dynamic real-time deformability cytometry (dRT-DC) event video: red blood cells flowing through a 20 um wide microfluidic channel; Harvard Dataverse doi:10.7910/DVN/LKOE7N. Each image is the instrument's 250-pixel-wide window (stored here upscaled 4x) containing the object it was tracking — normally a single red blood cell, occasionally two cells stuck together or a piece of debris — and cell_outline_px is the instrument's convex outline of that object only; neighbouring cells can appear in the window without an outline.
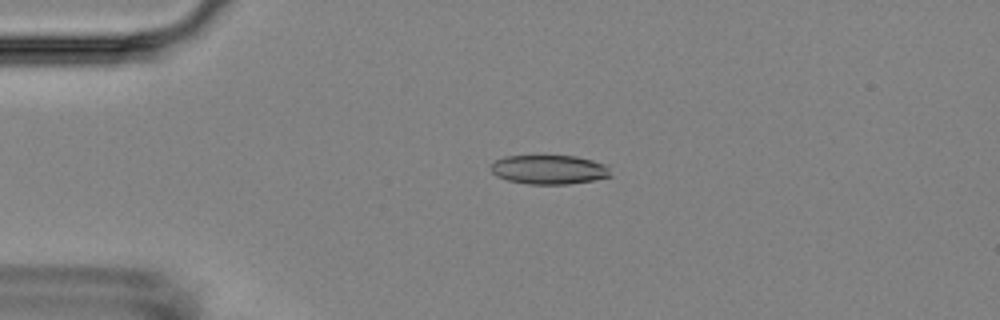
{"species": "Egyptian fruit bat (a non-hibernating species)", "species_latin": "Rousettus aegyptiacus", "temperature_condition": "room temperature", "stored_images_in_passage": 4, "camera_frame_rate_fps": 3000, "um_per_image_px": 0.085, "animal": {"sex": "female"}, "frame": {"image": 1, "passage_image": 3, "time_ms": 2.333, "image_size_px": [1000, 320], "cell_outline_px": [[612, 176], [592, 180], [568, 184], [528, 184], [508, 180], [496, 176], [492, 172], [492, 164], [496, 160], [504, 156], [576, 156], [608, 164]], "centroid_in_image_um": [46.71, 14.41], "position_along_channel_um": 38.3, "area_um2": 20.35}}